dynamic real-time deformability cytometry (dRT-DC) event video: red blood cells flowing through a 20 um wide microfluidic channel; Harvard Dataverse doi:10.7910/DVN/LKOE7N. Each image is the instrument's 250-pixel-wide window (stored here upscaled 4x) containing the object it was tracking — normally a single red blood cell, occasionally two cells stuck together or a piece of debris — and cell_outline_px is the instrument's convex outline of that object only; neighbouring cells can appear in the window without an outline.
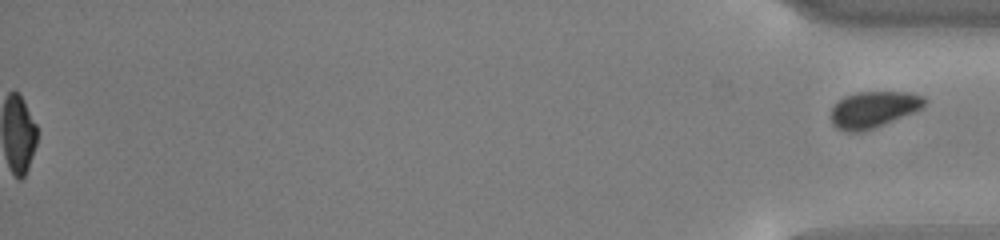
{"species": "common noctule bat (a hibernating species)", "species_latin": "Nyctalus noctula", "temperature_condition": "cold", "stored_images_in_passage": 45, "segment_of_instrument_passage": [2, 2], "camera_frame_rate_fps": 3000, "um_per_image_px": 0.085, "animal": {"sex": "male", "body_mass_g": 13.0, "forearm_length_mm": 53.1}, "frame": {"image": 1, "passage_image": 45, "time_ms": 14.667, "image_size_px": [1000, 240], "cell_outline_px": [[928, 100], [920, 108], [912, 112], [872, 128], [860, 132], [844, 132], [836, 128], [832, 124], [832, 108], [844, 96], [856, 92], [908, 92], [924, 96]], "centroid_in_image_um": [74.22, 9.29], "position_along_channel_um": 361.0, "area_um2": 19.48}}